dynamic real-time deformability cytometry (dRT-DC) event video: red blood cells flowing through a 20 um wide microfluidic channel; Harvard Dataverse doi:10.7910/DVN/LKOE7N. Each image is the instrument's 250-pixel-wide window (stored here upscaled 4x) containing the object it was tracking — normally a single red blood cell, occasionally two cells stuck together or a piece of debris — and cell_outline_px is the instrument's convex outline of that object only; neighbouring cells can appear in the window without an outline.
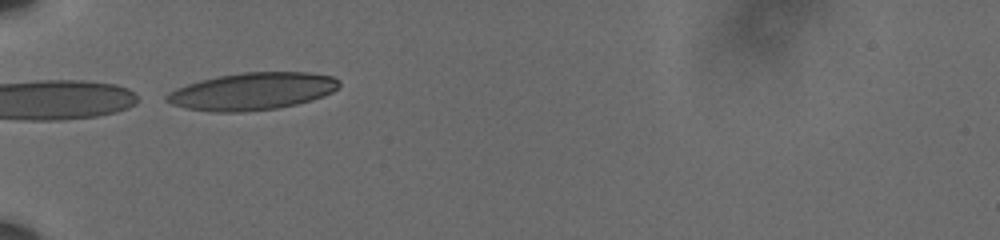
{"species": "human", "species_latin": "Homo sapiens", "temperature_condition": "cold", "stored_images_in_passage": 20, "camera_frame_rate_fps": 3000, "um_per_image_px": 0.085, "donor": {"sex": "male"}, "frame": {"image": 1, "passage_image": 1, "time_ms": 0.0, "image_size_px": [1000, 240], "cell_outline_px": [[340, 84], [332, 92], [324, 96], [312, 100], [296, 104], [276, 108], [240, 112], [212, 112], [188, 108], [172, 104], [164, 100], [164, 96], [168, 92], [176, 88], [200, 80], [220, 76], [244, 72], [308, 72], [332, 76], [340, 80]], "centroid_in_image_um": [21.44, 7.76], "position_along_channel_um": 63.6, "area_um2": 37.4}}
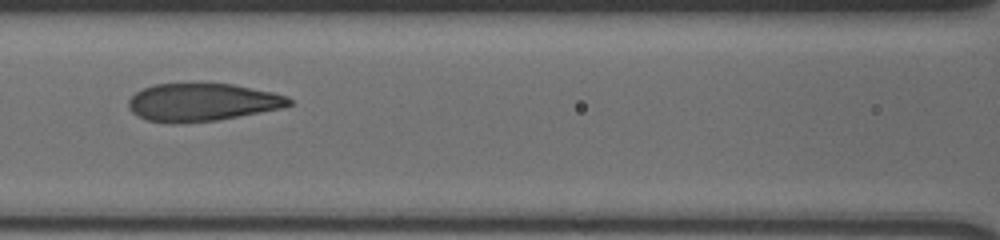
{"frame": {"image": 2, "passage_image": 6, "time_ms": 1.667, "image_size_px": [1000, 240], "cell_outline_px": [[292, 104], [280, 108], [216, 120], [148, 120], [132, 112], [128, 108], [128, 100], [136, 92], [144, 88], [156, 84], [232, 84], [272, 92], [288, 96], [292, 100]], "centroid_in_image_um": [17.22, 8.65], "position_along_channel_um": 149.4, "area_um2": 33.99}}
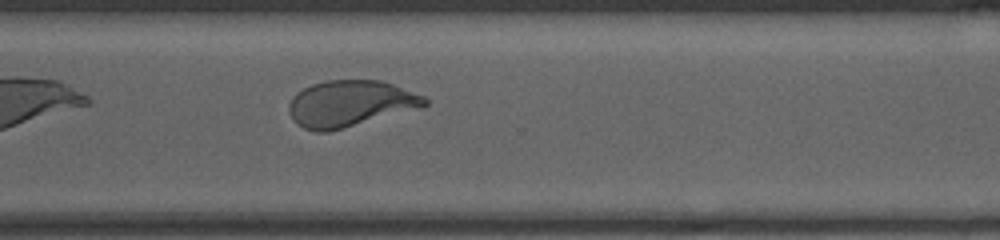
{"frame": {"image": 3, "passage_image": 20, "time_ms": 6.333, "image_size_px": [1000, 240], "cell_outline_px": [[428, 104], [420, 108], [328, 132], [316, 132], [304, 128], [296, 124], [292, 120], [288, 112], [288, 104], [292, 96], [296, 92], [312, 84], [328, 80], [380, 80], [392, 84], [424, 96], [428, 100]], "centroid_in_image_um": [29.72, 8.81], "position_along_channel_um": 340.9, "area_um2": 36.7}}